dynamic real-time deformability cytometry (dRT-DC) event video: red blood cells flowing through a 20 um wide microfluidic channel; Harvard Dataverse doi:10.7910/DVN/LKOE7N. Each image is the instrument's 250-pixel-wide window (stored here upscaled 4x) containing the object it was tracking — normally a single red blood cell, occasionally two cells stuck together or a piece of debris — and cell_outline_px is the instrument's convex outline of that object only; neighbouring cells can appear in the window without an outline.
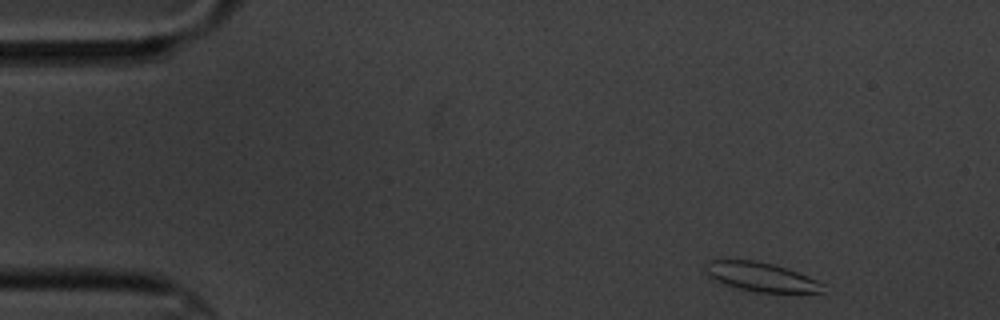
{"species": "common noctule bat (a hibernating species)", "species_latin": "Nyctalus noctula", "temperature_condition": "cold", "stored_images_in_passage": 5, "camera_frame_rate_fps": 3000, "um_per_image_px": 0.085, "animal": {"sex": "male", "body_mass_g": 20.1, "forearm_length_mm": 53.5}, "frame": {"image": 1, "passage_image": 1, "time_ms": 0.0, "image_size_px": [1000, 320], "cell_outline_px": [[824, 292], [756, 292], [724, 284], [708, 276], [704, 268], [704, 264], [708, 260], [756, 260], [772, 264], [808, 276], [824, 284]], "centroid_in_image_um": [64.65, 23.53], "position_along_channel_um": 20.4, "area_um2": 19.65}}
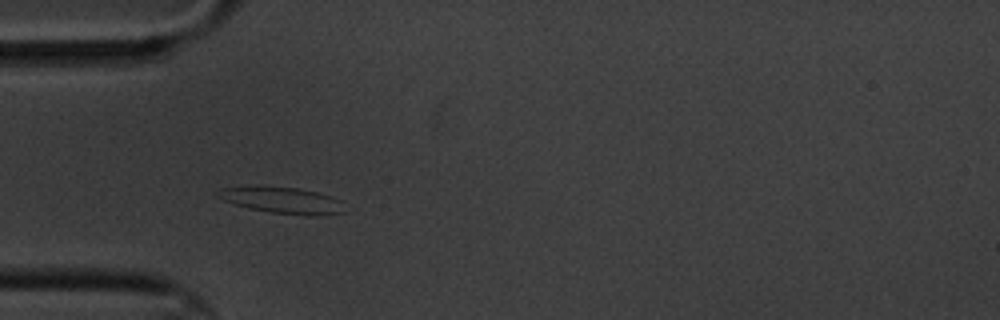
{"frame": {"image": 2, "passage_image": 4, "time_ms": 3.667, "image_size_px": [1000, 320], "cell_outline_px": [[348, 212], [320, 216], [308, 216], [272, 212], [248, 208], [224, 200], [216, 196], [216, 192], [220, 188], [296, 188], [316, 192], [332, 196], [344, 200]], "centroid_in_image_um": [24.18, 17.07], "position_along_channel_um": 60.8, "area_um2": 19.19}}
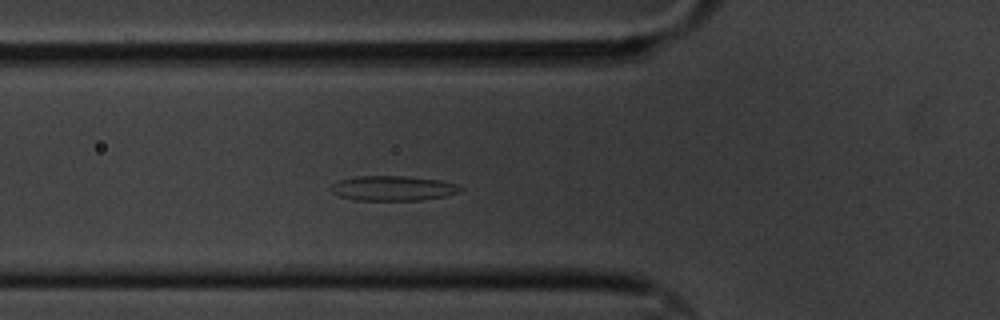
{"frame": {"image": 3, "passage_image": 5, "time_ms": 4.667, "image_size_px": [1000, 320], "cell_outline_px": [[464, 188], [460, 192], [444, 196], [420, 200], [352, 200], [340, 196], [332, 192], [328, 188], [336, 180], [356, 176], [404, 176], [440, 180], [456, 184]], "centroid_in_image_um": [33.35, 16.0], "position_along_channel_um": 92.4, "area_um2": 18.9}}